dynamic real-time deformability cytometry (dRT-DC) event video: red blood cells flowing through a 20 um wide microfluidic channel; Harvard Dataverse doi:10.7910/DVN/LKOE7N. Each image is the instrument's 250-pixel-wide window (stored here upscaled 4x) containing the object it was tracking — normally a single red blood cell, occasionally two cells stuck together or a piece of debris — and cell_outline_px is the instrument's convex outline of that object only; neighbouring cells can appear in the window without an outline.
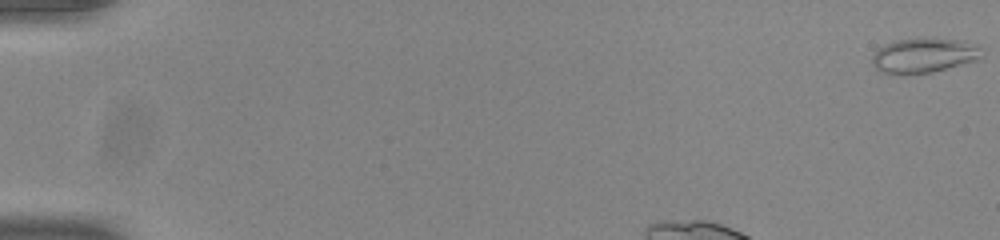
{"species": "common noctule bat (a hibernating species)", "species_latin": "Nyctalus noctula", "temperature_condition": "room temperature", "stored_images_in_passage": 48, "camera_frame_rate_fps": 3000, "um_per_image_px": 0.085, "animal": {"sex": "male", "body_mass_g": 20.0, "forearm_length_mm": 53.3}, "frame": {"image": 1, "passage_image": 1, "time_ms": 0.0, "image_size_px": [1000, 240], "cell_outline_px": [[984, 56], [976, 60], [932, 72], [892, 76], [880, 72], [872, 64], [872, 56], [884, 44], [896, 40], [956, 40], [980, 48]], "centroid_in_image_um": [78.44, 4.78], "position_along_channel_um": 6.6, "area_um2": 21.62}, "authors_computed_cell_mechanics": {"area_um2": 21.0103, "velocity_mm_per_s": 3.8173, "shape_relaxation_time_tau1_ms": 0.3841, "shape_relaxation_time_tau2_ms": null, "deformation_change_tau1": 0.1981, "deformation_change_tau2": null}}